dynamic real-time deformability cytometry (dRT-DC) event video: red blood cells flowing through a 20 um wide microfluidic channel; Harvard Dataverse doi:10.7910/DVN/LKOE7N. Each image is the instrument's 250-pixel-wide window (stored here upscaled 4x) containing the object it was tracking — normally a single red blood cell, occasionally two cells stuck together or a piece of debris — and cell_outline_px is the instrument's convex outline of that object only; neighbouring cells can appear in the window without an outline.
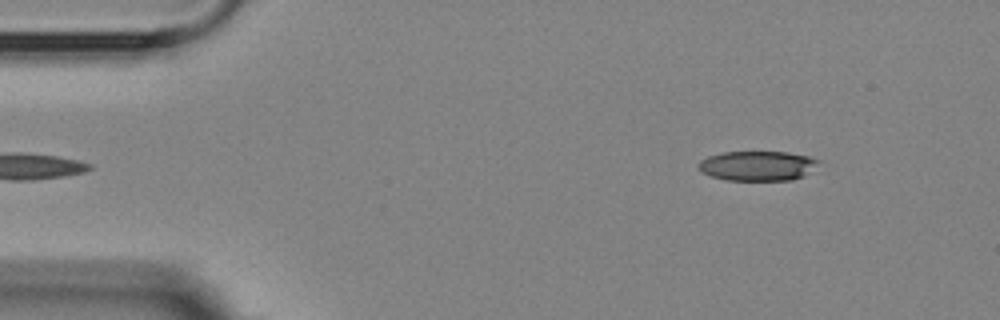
{"species": "Egyptian fruit bat (a non-hibernating species)", "species_latin": "Rousettus aegyptiacus", "temperature_condition": "room temperature", "stored_images_in_passage": 5, "segment_of_instrument_passage": [2, 2], "camera_frame_rate_fps": 3000, "um_per_image_px": 0.085, "animal": {"sex": "female"}, "frame": {"image": 1, "passage_image": 5, "time_ms": 4.667, "image_size_px": [1000, 320], "cell_outline_px": [[820, 160], [804, 176], [792, 180], [724, 180], [700, 172], [696, 164], [700, 160], [708, 156], [724, 152], [788, 152], [808, 156]], "centroid_in_image_um": [64.33, 14.09], "position_along_channel_um": 20.7, "area_um2": 20.81}}